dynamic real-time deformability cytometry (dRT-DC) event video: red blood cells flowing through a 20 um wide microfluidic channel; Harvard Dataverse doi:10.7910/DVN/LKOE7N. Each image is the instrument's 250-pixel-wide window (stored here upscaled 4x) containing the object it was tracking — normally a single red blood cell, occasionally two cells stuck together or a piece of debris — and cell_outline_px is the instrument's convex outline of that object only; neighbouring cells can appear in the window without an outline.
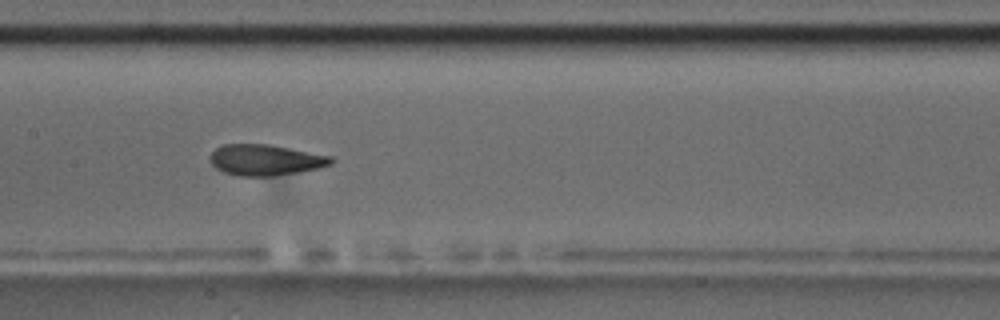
{"species": "common noctule bat (a hibernating species)", "species_latin": "Nyctalus noctula", "temperature_condition": "room temperature", "stored_images_in_passage": 7, "camera_frame_rate_fps": 3000, "um_per_image_px": 0.085, "animal": {"sex": "male", "body_mass_g": 17.5, "forearm_length_mm": 52.3}, "frame": {"image": 1, "passage_image": 7, "time_ms": 7.333, "image_size_px": [1000, 320], "cell_outline_px": [[336, 160], [332, 164], [320, 168], [272, 176], [240, 176], [224, 172], [216, 168], [212, 164], [212, 152], [216, 148], [224, 144], [268, 144], [332, 156]], "centroid_in_image_um": [22.61, 13.59], "position_along_channel_um": 184.8, "area_um2": 21.68}}